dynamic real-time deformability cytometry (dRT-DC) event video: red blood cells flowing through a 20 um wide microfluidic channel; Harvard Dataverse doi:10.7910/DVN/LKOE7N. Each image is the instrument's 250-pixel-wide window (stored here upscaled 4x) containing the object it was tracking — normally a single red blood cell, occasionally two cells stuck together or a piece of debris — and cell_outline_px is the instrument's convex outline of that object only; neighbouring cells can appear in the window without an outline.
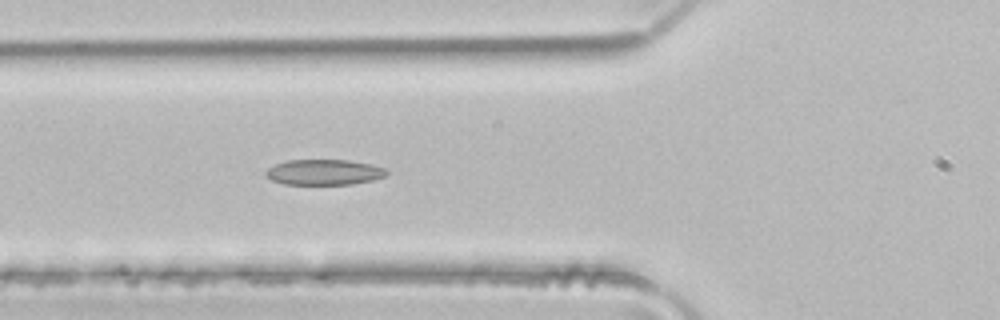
{"species": "common noctule bat (a hibernating species)", "species_latin": "Nyctalus noctula", "temperature_condition": "room temperature", "stored_images_in_passage": 3, "camera_frame_rate_fps": 3000, "um_per_image_px": 0.085, "animal": {"sex": "male", "body_mass_g": 21.5, "forearm_length_mm": 52.0}, "frame": {"image": 1, "passage_image": 3, "time_ms": 0.667, "image_size_px": [1000, 320], "cell_outline_px": [[388, 176], [372, 180], [352, 184], [284, 184], [272, 180], [264, 176], [264, 172], [268, 168], [276, 164], [288, 160], [348, 160], [372, 164], [384, 168], [388, 172]], "centroid_in_image_um": [27.55, 14.63], "position_along_channel_um": 98.3, "area_um2": 18.03}}